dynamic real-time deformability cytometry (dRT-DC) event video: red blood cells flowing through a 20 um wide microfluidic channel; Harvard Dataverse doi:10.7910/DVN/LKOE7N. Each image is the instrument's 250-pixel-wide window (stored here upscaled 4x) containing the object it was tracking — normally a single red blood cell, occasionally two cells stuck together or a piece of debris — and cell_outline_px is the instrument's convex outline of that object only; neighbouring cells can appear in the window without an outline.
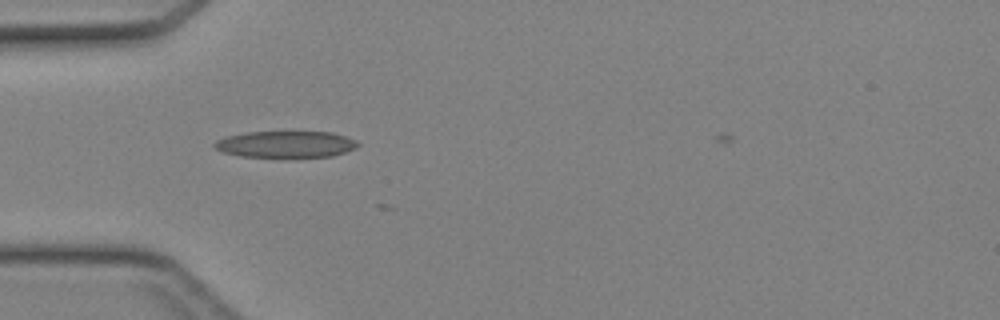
{"species": "Egyptian fruit bat (a non-hibernating species)", "species_latin": "Rousettus aegyptiacus", "temperature_condition": "cold", "stored_images_in_passage": 13, "camera_frame_rate_fps": 3000, "um_per_image_px": 0.085, "animal": {"sex": "female"}, "frame": {"image": 1, "passage_image": 2, "time_ms": 0.333, "image_size_px": [1000, 320], "cell_outline_px": [[360, 144], [356, 148], [332, 156], [284, 160], [240, 156], [224, 152], [216, 148], [212, 144], [216, 140], [224, 136], [248, 132], [332, 132], [356, 140]], "centroid_in_image_um": [24.28, 12.31], "position_along_channel_um": 60.7, "area_um2": 23.18}}
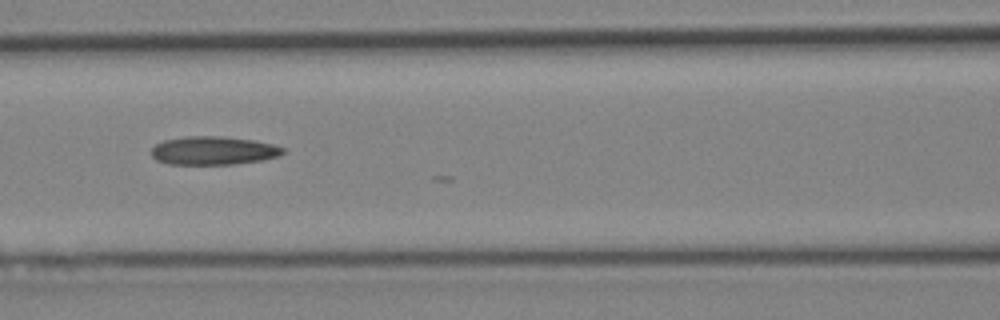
{"frame": {"image": 2, "passage_image": 8, "time_ms": 2.333, "image_size_px": [1000, 320], "cell_outline_px": [[284, 152], [280, 156], [260, 160], [232, 164], [168, 164], [156, 160], [152, 156], [152, 148], [156, 144], [164, 140], [188, 136], [220, 136], [252, 140], [272, 144], [284, 148]], "centroid_in_image_um": [18.12, 12.8], "position_along_channel_um": 148.5, "area_um2": 21.62}}
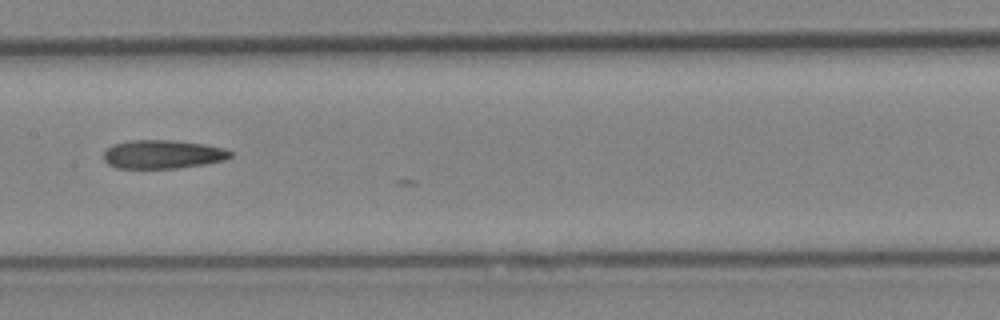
{"frame": {"image": 3, "passage_image": 11, "time_ms": 3.333, "image_size_px": [1000, 320], "cell_outline_px": [[232, 156], [224, 160], [204, 164], [180, 168], [116, 168], [108, 164], [104, 160], [104, 152], [112, 144], [132, 140], [172, 140], [204, 144], [224, 148], [232, 152]], "centroid_in_image_um": [13.83, 13.12], "position_along_channel_um": 193.6, "area_um2": 21.15}}